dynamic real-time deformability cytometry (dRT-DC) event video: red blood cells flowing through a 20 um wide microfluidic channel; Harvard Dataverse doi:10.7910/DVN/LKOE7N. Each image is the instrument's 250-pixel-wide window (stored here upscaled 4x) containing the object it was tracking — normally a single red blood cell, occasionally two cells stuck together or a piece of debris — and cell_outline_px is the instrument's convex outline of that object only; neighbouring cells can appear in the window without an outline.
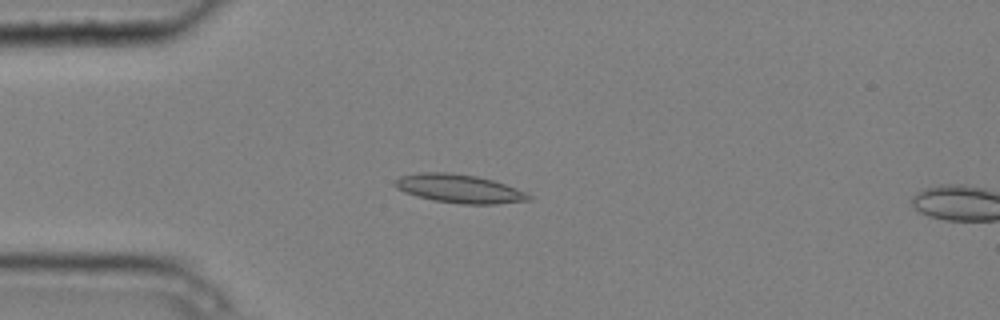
{"species": "common noctule bat (a hibernating species)", "species_latin": "Nyctalus noctula", "temperature_condition": "cold", "stored_images_in_passage": 6, "camera_frame_rate_fps": 3000, "um_per_image_px": 0.085, "animal": {"sex": "male", "body_mass_g": 20.4}, "frame": {"image": 1, "passage_image": 5, "time_ms": 1.333, "image_size_px": [1000, 320], "cell_outline_px": [[532, 200], [496, 204], [460, 204], [432, 200], [416, 196], [404, 192], [396, 188], [392, 184], [392, 180], [400, 176], [420, 172], [448, 172], [476, 176], [492, 180], [528, 192], [532, 196]], "centroid_in_image_um": [39.01, 16.04], "position_along_channel_um": 46.0, "area_um2": 22.54}}